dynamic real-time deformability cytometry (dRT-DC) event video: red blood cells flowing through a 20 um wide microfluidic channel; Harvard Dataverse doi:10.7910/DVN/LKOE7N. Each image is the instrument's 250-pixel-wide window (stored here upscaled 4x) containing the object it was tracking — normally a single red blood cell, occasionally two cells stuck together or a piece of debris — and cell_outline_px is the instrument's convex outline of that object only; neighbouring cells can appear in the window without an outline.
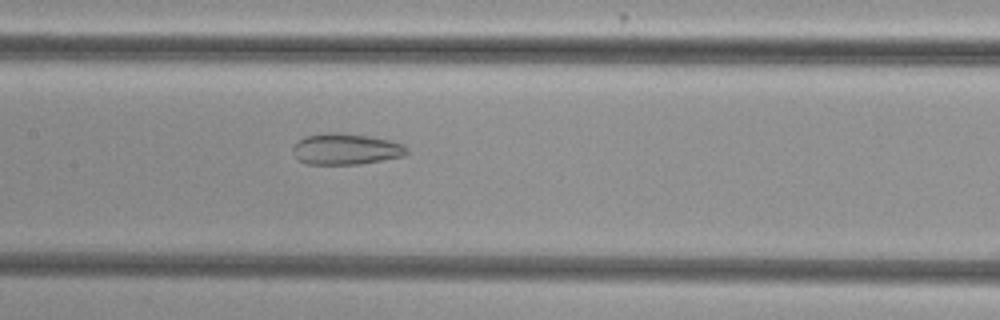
{"species": "common noctule bat (a hibernating species)", "species_latin": "Nyctalus noctula", "temperature_condition": "cold", "stored_images_in_passage": 47, "camera_frame_rate_fps": 3000, "um_per_image_px": 0.085, "animal": {"sex": "female", "body_mass_g": 29.2, "forearm_length_mm": 56.3}, "frame": {"image": 1, "passage_image": 20, "time_ms": 6.333, "image_size_px": [1000, 320], "cell_outline_px": [[408, 152], [404, 156], [360, 164], [304, 164], [296, 156], [292, 148], [304, 136], [328, 132], [340, 132], [368, 136], [388, 140], [404, 144], [408, 148]], "centroid_in_image_um": [29.42, 12.67], "position_along_channel_um": 178.0, "area_um2": 20.63}}
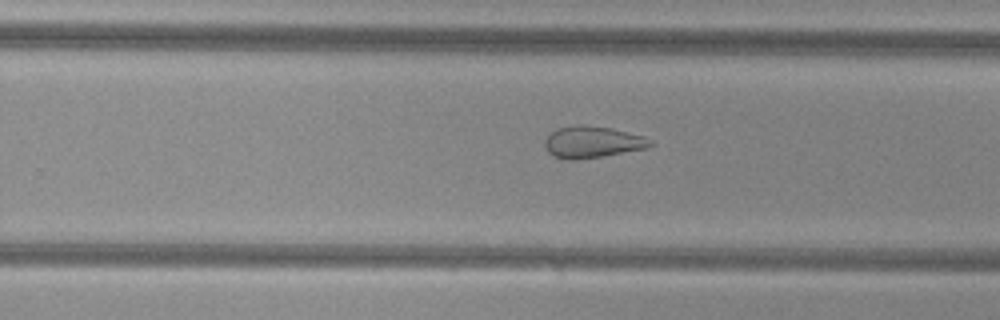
{"frame": {"image": 2, "passage_image": 28, "time_ms": 9.0, "image_size_px": [1000, 320], "cell_outline_px": [[656, 144], [648, 148], [576, 160], [568, 160], [552, 156], [548, 152], [544, 144], [544, 140], [556, 128], [576, 124], [584, 124], [612, 128], [644, 136], [652, 140]], "centroid_in_image_um": [50.36, 12.06], "position_along_channel_um": 279.4, "area_um2": 19.71}}
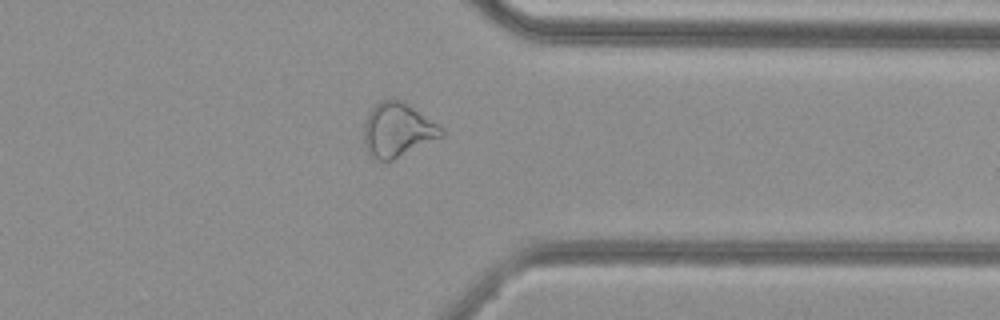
{"frame": {"image": 3, "passage_image": 36, "time_ms": 11.667, "image_size_px": [1000, 320], "cell_outline_px": [[444, 136], [392, 160], [380, 160], [368, 156], [364, 140], [364, 124], [372, 108], [380, 100], [400, 100], [408, 104], [444, 128]], "centroid_in_image_um": [33.8, 11.06], "position_along_channel_um": 377.6, "area_um2": 24.22}, "authors_computed_cell_mechanics": {"area_um2": 25.6054, "velocity_mm_per_s": 3.815, "shape_relaxation_time_tau1_ms": null, "shape_relaxation_time_tau2_ms": 2.5437, "deformation_change_tau1": null, "deformation_change_tau2": 0.1093}}